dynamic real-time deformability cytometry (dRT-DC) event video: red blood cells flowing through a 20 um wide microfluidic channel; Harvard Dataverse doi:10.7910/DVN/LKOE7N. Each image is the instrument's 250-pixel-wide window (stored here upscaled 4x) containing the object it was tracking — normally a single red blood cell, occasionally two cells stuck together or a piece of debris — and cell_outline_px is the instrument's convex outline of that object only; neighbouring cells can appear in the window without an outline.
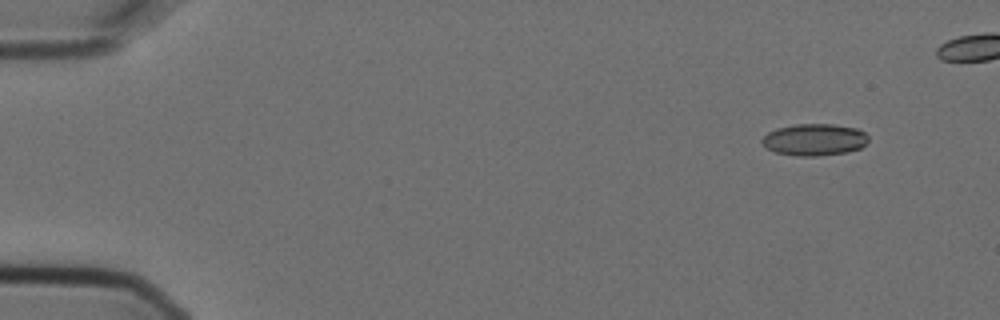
{"species": "Egyptian fruit bat (a non-hibernating species)", "species_latin": "Rousettus aegyptiacus", "temperature_condition": "cold", "stored_images_in_passage": 5, "camera_frame_rate_fps": 3000, "um_per_image_px": 0.085, "animal": {"sex": "female"}, "frame": {"image": 1, "passage_image": 1, "time_ms": 0.0, "image_size_px": [1000, 320], "cell_outline_px": [[868, 140], [860, 148], [848, 152], [816, 156], [796, 156], [776, 152], [768, 148], [760, 140], [768, 132], [776, 128], [796, 124], [832, 124], [856, 128], [864, 132], [868, 136]], "centroid_in_image_um": [69.22, 11.87], "position_along_channel_um": 15.8, "area_um2": 19.65}}